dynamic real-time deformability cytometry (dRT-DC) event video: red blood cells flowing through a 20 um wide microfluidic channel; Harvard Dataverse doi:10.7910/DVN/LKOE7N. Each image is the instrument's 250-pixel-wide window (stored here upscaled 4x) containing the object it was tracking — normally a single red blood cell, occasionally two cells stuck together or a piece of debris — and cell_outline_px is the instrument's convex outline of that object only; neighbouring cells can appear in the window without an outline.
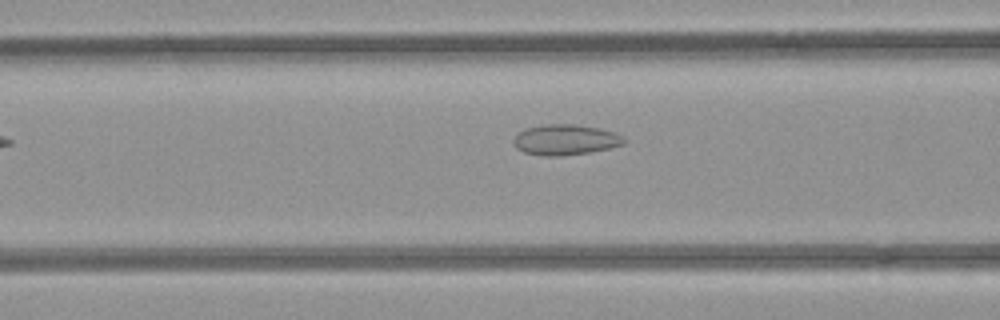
{"species": "common noctule bat (a hibernating species)", "species_latin": "Nyctalus noctula", "temperature_condition": "room temperature", "stored_images_in_passage": 32, "camera_frame_rate_fps": 3000, "um_per_image_px": 0.085, "animal": {"sex": "female", "body_mass_g": 21.9}, "frame": {"image": 1, "passage_image": 6, "time_ms": 1.667, "image_size_px": [1000, 320], "cell_outline_px": [[628, 140], [624, 144], [608, 148], [588, 152], [560, 156], [544, 156], [524, 152], [516, 148], [512, 140], [524, 128], [548, 124], [576, 124], [600, 128], [616, 132]], "centroid_in_image_um": [48.07, 11.87], "position_along_channel_um": 118.5, "area_um2": 19.71}}
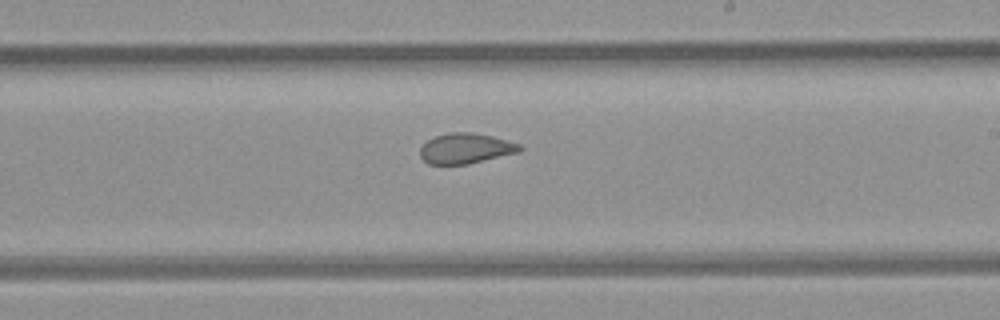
{"frame": {"image": 2, "passage_image": 16, "time_ms": 5.0, "image_size_px": [1000, 320], "cell_outline_px": [[524, 148], [520, 152], [468, 164], [428, 164], [420, 156], [420, 148], [428, 140], [436, 136], [448, 132], [472, 132], [492, 136], [520, 144]], "centroid_in_image_um": [39.6, 12.61], "position_along_channel_um": 249.4, "area_um2": 17.63}}
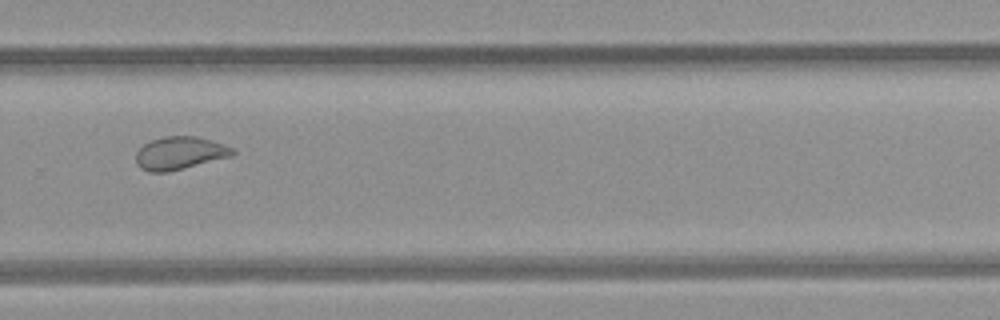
{"frame": {"image": 3, "passage_image": 21, "time_ms": 6.667, "image_size_px": [1000, 320], "cell_outline_px": [[236, 152], [232, 156], [168, 172], [148, 172], [140, 168], [136, 164], [136, 152], [144, 144], [152, 140], [164, 136], [196, 136], [212, 140], [224, 144], [232, 148]], "centroid_in_image_um": [15.27, 13.02], "position_along_channel_um": 314.5, "area_um2": 18.55}, "authors_computed_cell_mechanics": {"area_um2": 18.4093, "velocity_mm_per_s": 3.9242, "shape_relaxation_time_tau1_ms": null, "shape_relaxation_time_tau2_ms": 1.386, "deformation_change_tau1": null, "deformation_change_tau2": 0.074}}